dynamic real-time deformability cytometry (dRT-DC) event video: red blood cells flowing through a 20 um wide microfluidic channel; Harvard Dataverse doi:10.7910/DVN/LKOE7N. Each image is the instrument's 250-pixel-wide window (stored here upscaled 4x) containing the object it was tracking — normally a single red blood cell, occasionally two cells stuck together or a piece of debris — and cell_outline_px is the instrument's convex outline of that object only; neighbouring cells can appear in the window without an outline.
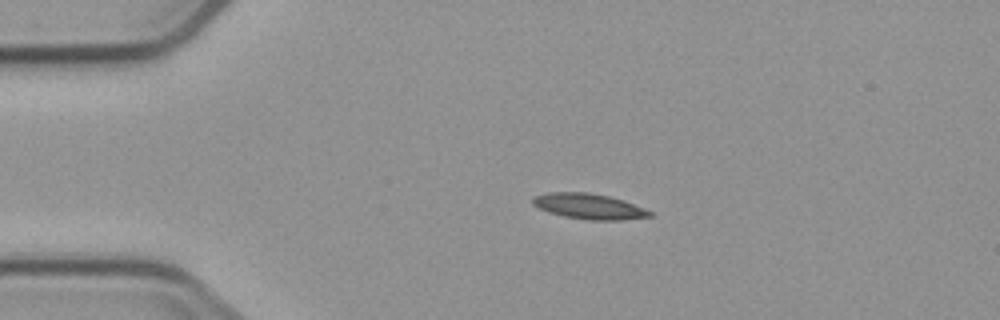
{"species": "common noctule bat (a hibernating species)", "species_latin": "Nyctalus noctula", "temperature_condition": "cold", "stored_images_in_passage": 2, "camera_frame_rate_fps": 3000, "um_per_image_px": 0.085, "animal": {"sex": "male", "body_mass_g": 23.1, "forearm_length_mm": 52.7}, "frame": {"image": 1, "passage_image": 1, "time_ms": 0.0, "image_size_px": [1000, 320], "cell_outline_px": [[652, 216], [620, 220], [588, 220], [564, 216], [540, 208], [532, 204], [532, 196], [548, 192], [588, 192], [608, 196], [644, 208], [652, 212]], "centroid_in_image_um": [50.03, 17.53], "position_along_channel_um": 35.0, "area_um2": 17.11}}